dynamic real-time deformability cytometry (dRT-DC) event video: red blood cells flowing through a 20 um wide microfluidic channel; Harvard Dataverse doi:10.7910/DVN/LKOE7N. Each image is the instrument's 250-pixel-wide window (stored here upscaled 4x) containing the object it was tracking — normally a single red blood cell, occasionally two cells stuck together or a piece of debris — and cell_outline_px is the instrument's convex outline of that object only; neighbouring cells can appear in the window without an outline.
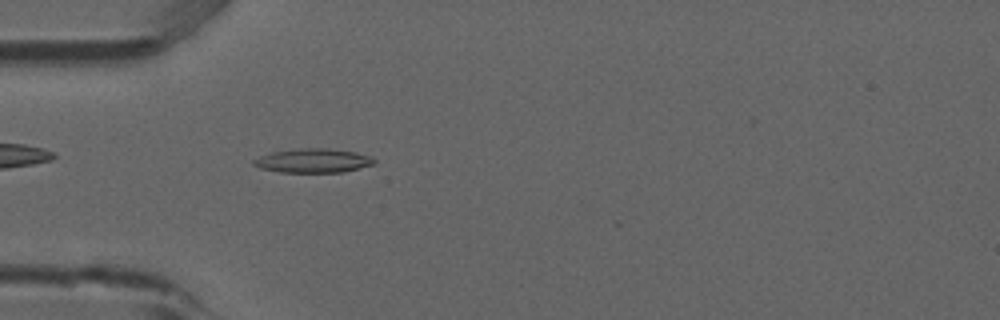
{"species": "common noctule bat (a hibernating species)", "species_latin": "Nyctalus noctula", "temperature_condition": "room temperature", "stored_images_in_passage": 9, "camera_frame_rate_fps": 3000, "um_per_image_px": 0.085, "animal": {"sex": "male", "forearm_length_mm": 52.5}, "frame": {"image": 1, "passage_image": 5, "time_ms": 1.333, "image_size_px": [1000, 320], "cell_outline_px": [[376, 160], [372, 164], [344, 172], [280, 172], [260, 168], [252, 164], [252, 160], [260, 156], [272, 152], [300, 148], [328, 148], [356, 152], [372, 156]], "centroid_in_image_um": [26.61, 13.65], "position_along_channel_um": 58.4, "area_um2": 16.88}}
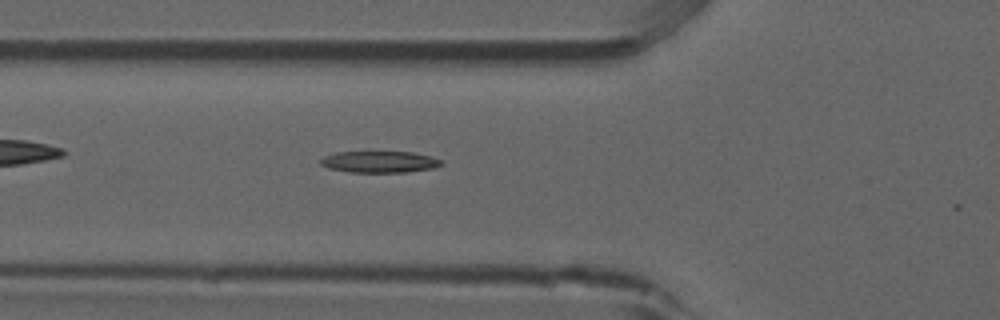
{"frame": {"image": 2, "passage_image": 8, "time_ms": 2.333, "image_size_px": [1000, 320], "cell_outline_px": [[444, 164], [432, 168], [408, 172], [348, 172], [328, 168], [320, 164], [320, 160], [324, 156], [336, 152], [412, 152], [432, 156], [444, 160]], "centroid_in_image_um": [32.29, 13.75], "position_along_channel_um": 93.5, "area_um2": 15.26}}